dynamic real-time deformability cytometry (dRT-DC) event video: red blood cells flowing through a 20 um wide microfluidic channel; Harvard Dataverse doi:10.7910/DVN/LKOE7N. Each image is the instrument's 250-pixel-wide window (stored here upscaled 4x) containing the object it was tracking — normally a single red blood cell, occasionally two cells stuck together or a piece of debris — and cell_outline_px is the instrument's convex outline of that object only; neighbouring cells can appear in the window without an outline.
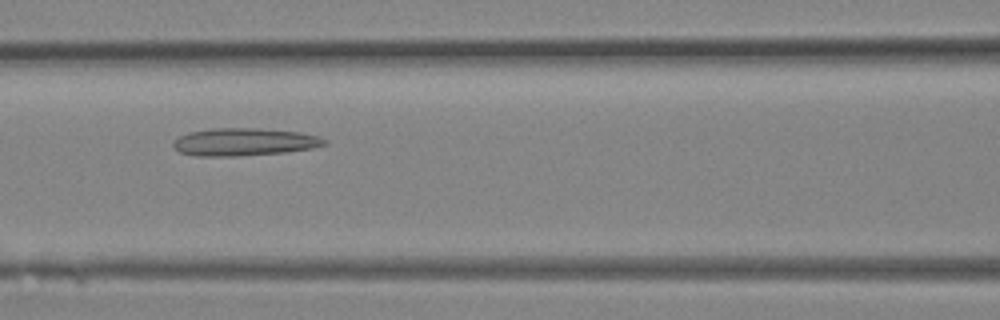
{"species": "Egyptian fruit bat (a non-hibernating species)", "species_latin": "Rousettus aegyptiacus", "temperature_condition": "room temperature", "stored_images_in_passage": 21, "segment_of_instrument_passage": [1, 2], "camera_frame_rate_fps": 3000, "um_per_image_px": 0.085, "animal": {"sex": "female"}, "frame": {"image": 1, "passage_image": 6, "time_ms": 1.667, "image_size_px": [1000, 320], "cell_outline_px": [[328, 144], [312, 148], [288, 152], [236, 156], [196, 156], [180, 152], [172, 144], [180, 136], [188, 132], [212, 128], [256, 128], [300, 132], [320, 136], [328, 140]], "centroid_in_image_um": [20.81, 12.06], "position_along_channel_um": 145.8, "area_um2": 24.45}}
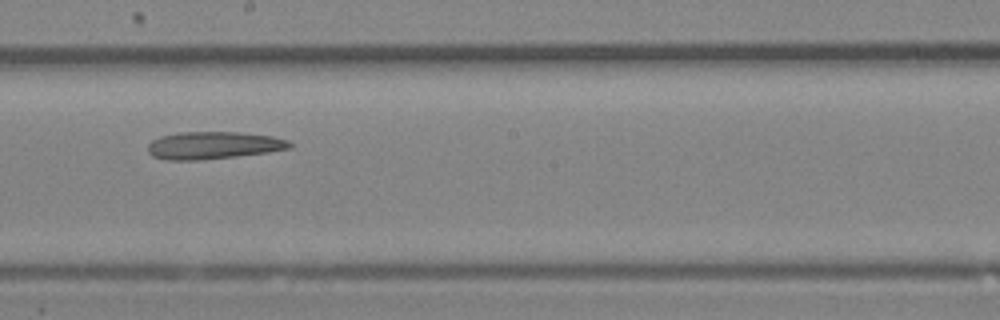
{"frame": {"image": 2, "passage_image": 10, "time_ms": 3.0, "image_size_px": [1000, 320], "cell_outline_px": [[292, 148], [268, 152], [236, 156], [200, 160], [168, 160], [152, 156], [148, 152], [148, 144], [152, 140], [160, 136], [180, 132], [236, 132], [272, 136], [288, 140], [292, 144]], "centroid_in_image_um": [18.13, 12.35], "position_along_channel_um": 230.1, "area_um2": 22.66}}
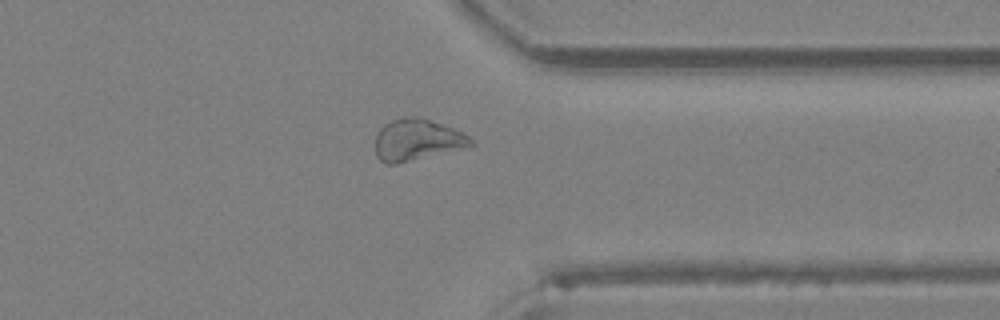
{"frame": {"image": 3, "passage_image": 17, "time_ms": 5.333, "image_size_px": [1000, 320], "cell_outline_px": [[476, 144], [472, 148], [396, 164], [388, 164], [380, 160], [376, 156], [376, 132], [384, 124], [392, 120], [404, 116], [416, 116], [452, 128], [468, 136]], "centroid_in_image_um": [35.48, 11.92], "position_along_channel_um": 375.9, "area_um2": 23.47}}